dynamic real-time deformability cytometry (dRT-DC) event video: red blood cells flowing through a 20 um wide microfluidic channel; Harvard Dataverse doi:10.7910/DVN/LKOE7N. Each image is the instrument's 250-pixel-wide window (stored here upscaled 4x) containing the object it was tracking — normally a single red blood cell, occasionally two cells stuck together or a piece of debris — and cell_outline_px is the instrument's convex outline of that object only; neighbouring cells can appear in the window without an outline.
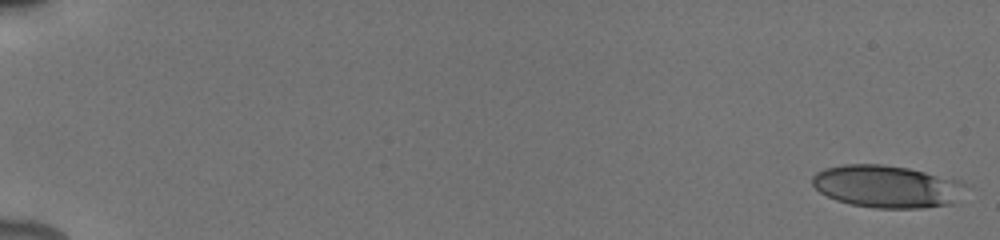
{"species": "human", "species_latin": "Homo sapiens", "temperature_condition": "cold", "stored_images_in_passage": 6, "camera_frame_rate_fps": 3000, "um_per_image_px": 0.085, "donor": {"sex": "male"}, "frame": {"image": 1, "passage_image": 1, "time_ms": 0.0, "image_size_px": [1000, 240], "cell_outline_px": [[972, 184], [952, 204], [920, 208], [876, 208], [852, 204], [836, 200], [820, 192], [812, 184], [812, 176], [816, 172], [824, 168], [844, 164], [884, 164], [908, 168], [964, 180]], "centroid_in_image_um": [75.46, 15.83], "position_along_channel_um": 9.5, "area_um2": 38.44}}
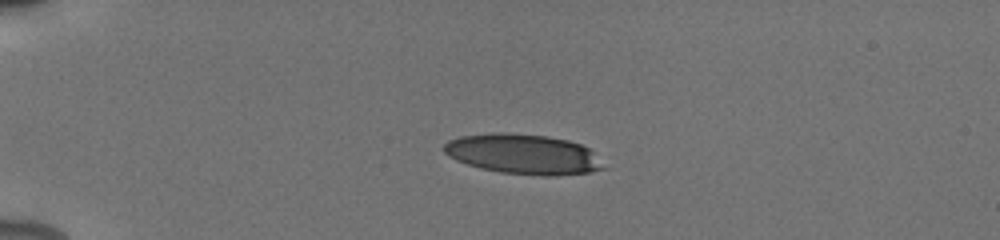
{"frame": {"image": 2, "passage_image": 5, "time_ms": 4.333, "image_size_px": [1000, 240], "cell_outline_px": [[608, 168], [588, 172], [556, 176], [544, 176], [500, 172], [480, 168], [456, 160], [448, 156], [444, 152], [444, 144], [448, 140], [460, 136], [492, 132], [508, 132], [548, 136], [568, 140], [580, 144], [588, 148]], "centroid_in_image_um": [44.47, 13.09], "position_along_channel_um": 40.5, "area_um2": 37.4}}